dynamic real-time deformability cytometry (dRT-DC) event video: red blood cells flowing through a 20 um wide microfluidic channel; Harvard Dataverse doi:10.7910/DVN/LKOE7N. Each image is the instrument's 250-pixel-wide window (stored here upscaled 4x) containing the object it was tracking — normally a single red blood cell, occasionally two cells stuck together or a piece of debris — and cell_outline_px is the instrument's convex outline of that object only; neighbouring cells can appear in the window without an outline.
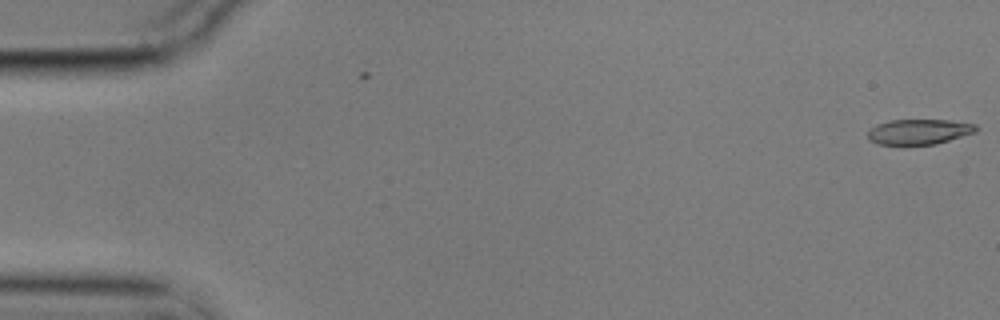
{"species": "common noctule bat (a hibernating species)", "species_latin": "Nyctalus noctula", "temperature_condition": "cold", "stored_images_in_passage": 11, "camera_frame_rate_fps": 3000, "um_per_image_px": 0.085, "animal": {"sex": "male", "body_mass_g": 17.9}, "frame": {"image": 1, "passage_image": 1, "time_ms": 0.0, "image_size_px": [1000, 320], "cell_outline_px": [[980, 128], [976, 132], [936, 144], [880, 144], [868, 140], [868, 132], [876, 124], [888, 120], [948, 120], [976, 124]], "centroid_in_image_um": [78.14, 11.19], "position_along_channel_um": 6.9, "area_um2": 15.9}}